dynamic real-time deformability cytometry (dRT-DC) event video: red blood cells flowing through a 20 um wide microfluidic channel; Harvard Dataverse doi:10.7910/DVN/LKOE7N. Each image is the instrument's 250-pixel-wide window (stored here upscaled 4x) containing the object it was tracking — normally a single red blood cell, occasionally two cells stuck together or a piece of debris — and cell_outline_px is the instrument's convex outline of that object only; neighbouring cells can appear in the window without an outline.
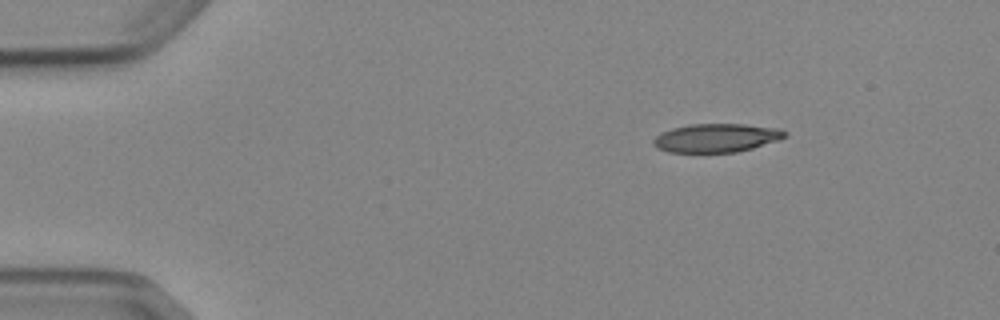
{"species": "Egyptian fruit bat (a non-hibernating species)", "species_latin": "Rousettus aegyptiacus", "temperature_condition": "cold", "stored_images_in_passage": 3, "camera_frame_rate_fps": 3000, "um_per_image_px": 0.085, "animal": {"sex": "female"}, "frame": {"image": 1, "passage_image": 1, "time_ms": 0.0, "image_size_px": [1000, 320], "cell_outline_px": [[788, 136], [780, 140], [752, 148], [736, 152], [668, 152], [656, 148], [652, 144], [652, 140], [656, 136], [672, 128], [692, 124], [744, 124], [780, 128], [788, 132]], "centroid_in_image_um": [60.93, 11.72], "position_along_channel_um": 24.1, "area_um2": 22.02}}